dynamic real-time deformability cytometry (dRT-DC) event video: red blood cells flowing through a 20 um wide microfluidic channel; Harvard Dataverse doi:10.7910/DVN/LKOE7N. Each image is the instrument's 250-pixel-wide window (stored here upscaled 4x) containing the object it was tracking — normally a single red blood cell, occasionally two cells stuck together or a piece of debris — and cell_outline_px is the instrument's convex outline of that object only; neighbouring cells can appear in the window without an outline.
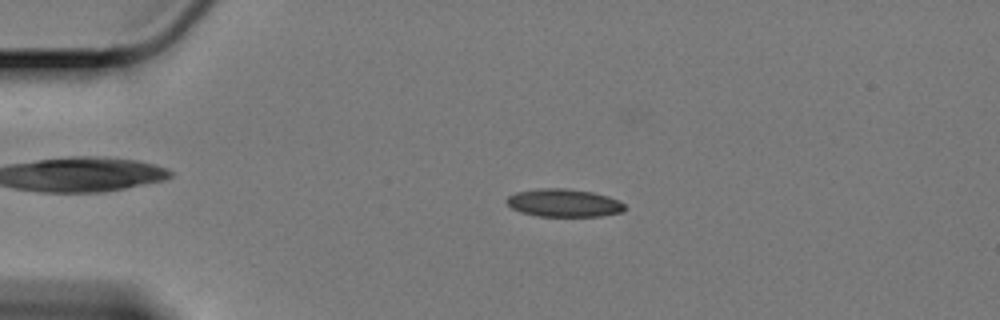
{"species": "Egyptian fruit bat (a non-hibernating species)", "species_latin": "Rousettus aegyptiacus", "temperature_condition": "cold", "stored_images_in_passage": 58, "camera_frame_rate_fps": 3000, "um_per_image_px": 0.085, "animal": {"sex": "female"}, "frame": {"image": 1, "passage_image": 12, "time_ms": 3.667, "image_size_px": [1000, 320], "cell_outline_px": [[628, 208], [624, 212], [600, 216], [536, 216], [520, 212], [512, 208], [504, 200], [508, 196], [516, 192], [540, 188], [564, 188], [592, 192], [608, 196], [624, 204]], "centroid_in_image_um": [47.92, 17.25], "position_along_channel_um": 37.1, "area_um2": 19.31}}
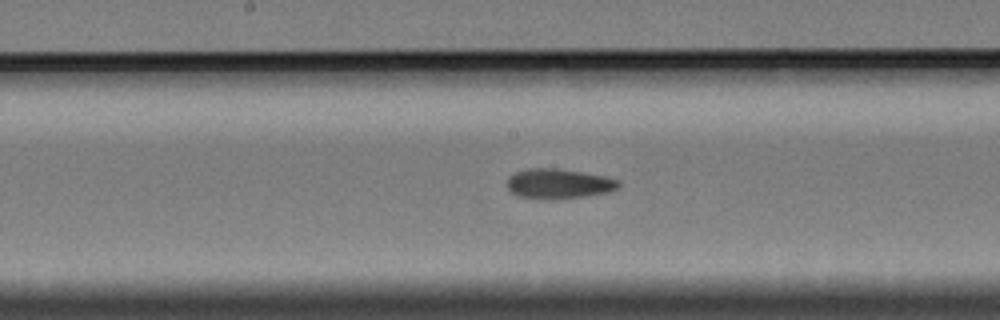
{"frame": {"image": 2, "passage_image": 30, "time_ms": 9.667, "image_size_px": [1000, 320], "cell_outline_px": [[620, 184], [616, 188], [608, 192], [584, 196], [556, 200], [548, 200], [516, 196], [508, 188], [508, 176], [516, 172], [528, 168], [556, 168], [604, 176], [620, 180]], "centroid_in_image_um": [47.46, 15.63], "position_along_channel_um": 200.7, "area_um2": 19.48}}
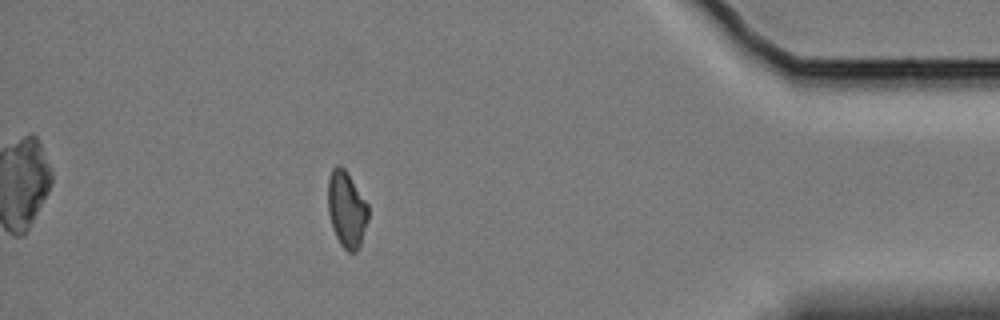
{"frame": {"image": 3, "passage_image": 52, "time_ms": 17.0, "image_size_px": [1000, 320], "cell_outline_px": [[368, 220], [360, 244], [356, 252], [348, 252], [340, 244], [332, 228], [328, 212], [328, 176], [332, 168], [336, 164], [340, 164], [344, 168], [368, 204]], "centroid_in_image_um": [29.44, 17.78], "position_along_channel_um": 405.8, "area_um2": 17.92}, "authors_computed_cell_mechanics": {"area_um2": 19.074, "velocity_mm_per_s": 3.3586, "shape_relaxation_time_tau1_ms": null, "shape_relaxation_time_tau2_ms": 3.8818, "deformation_change_tau1": null, "deformation_change_tau2": 0.106}}